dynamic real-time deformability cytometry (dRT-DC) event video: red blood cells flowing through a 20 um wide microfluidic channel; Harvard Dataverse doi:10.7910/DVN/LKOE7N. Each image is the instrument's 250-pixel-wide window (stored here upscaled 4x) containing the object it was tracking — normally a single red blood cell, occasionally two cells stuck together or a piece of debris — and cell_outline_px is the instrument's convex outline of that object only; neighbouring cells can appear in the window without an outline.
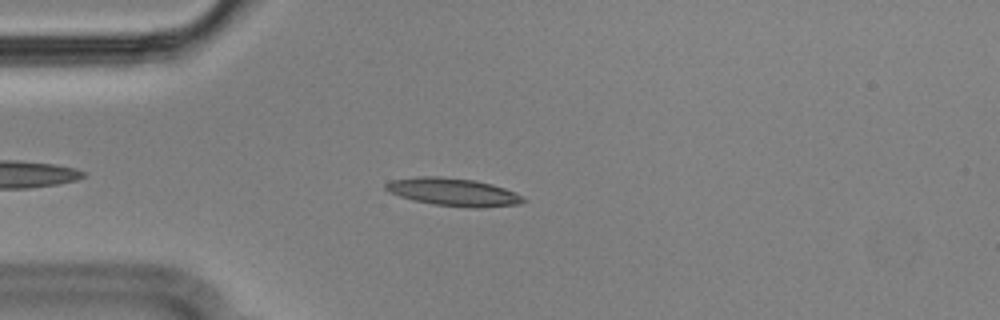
{"species": "Egyptian fruit bat (a non-hibernating species)", "species_latin": "Rousettus aegyptiacus", "temperature_condition": "cold", "stored_images_in_passage": 45, "camera_frame_rate_fps": 3000, "um_per_image_px": 0.085, "animal": {"sex": "male"}, "frame": {"image": 1, "passage_image": 7, "time_ms": 2.0, "image_size_px": [1000, 320], "cell_outline_px": [[524, 200], [520, 204], [480, 208], [472, 208], [432, 204], [412, 200], [388, 192], [384, 188], [384, 184], [392, 180], [416, 176], [440, 176], [476, 180], [492, 184], [504, 188], [524, 196]], "centroid_in_image_um": [38.51, 16.32], "position_along_channel_um": 46.5, "area_um2": 22.48}}
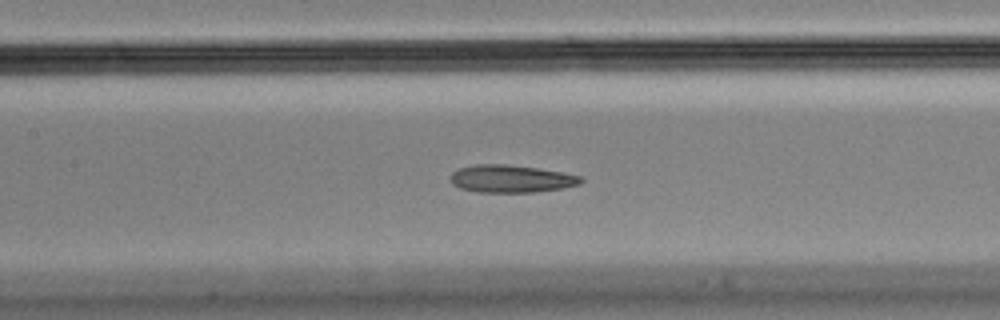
{"frame": {"image": 2, "passage_image": 18, "time_ms": 5.667, "image_size_px": [1000, 320], "cell_outline_px": [[584, 180], [580, 184], [560, 188], [532, 192], [476, 192], [460, 188], [452, 184], [448, 180], [452, 172], [460, 168], [476, 164], [504, 164], [536, 168], [560, 172], [580, 176]], "centroid_in_image_um": [43.38, 15.19], "position_along_channel_um": 164.0, "area_um2": 20.81}}
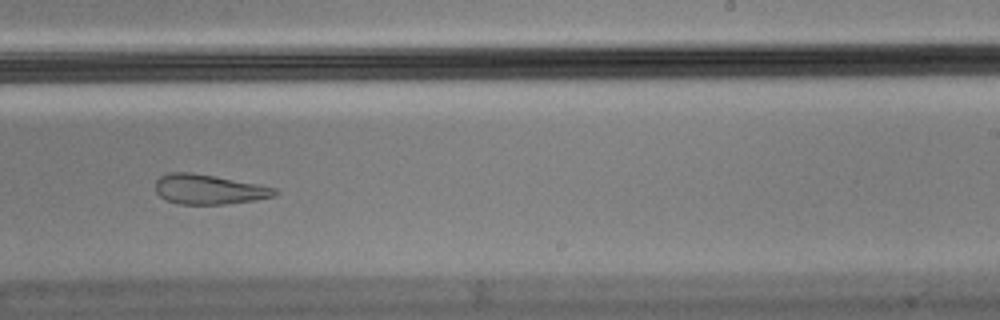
{"frame": {"image": 3, "passage_image": 27, "time_ms": 8.667, "image_size_px": [1000, 320], "cell_outline_px": [[280, 192], [272, 196], [252, 200], [224, 204], [180, 204], [168, 200], [160, 196], [156, 192], [156, 180], [160, 176], [168, 172], [192, 172], [256, 184], [276, 188]], "centroid_in_image_um": [17.71, 16.09], "position_along_channel_um": 271.3, "area_um2": 20.4}, "authors_computed_cell_mechanics": {"area_um2": 21.1548, "velocity_mm_per_s": 3.5982, "shape_relaxation_time_tau1_ms": null, "shape_relaxation_time_tau2_ms": 3.2784, "deformation_change_tau1": null, "deformation_change_tau2": 0.1192}}